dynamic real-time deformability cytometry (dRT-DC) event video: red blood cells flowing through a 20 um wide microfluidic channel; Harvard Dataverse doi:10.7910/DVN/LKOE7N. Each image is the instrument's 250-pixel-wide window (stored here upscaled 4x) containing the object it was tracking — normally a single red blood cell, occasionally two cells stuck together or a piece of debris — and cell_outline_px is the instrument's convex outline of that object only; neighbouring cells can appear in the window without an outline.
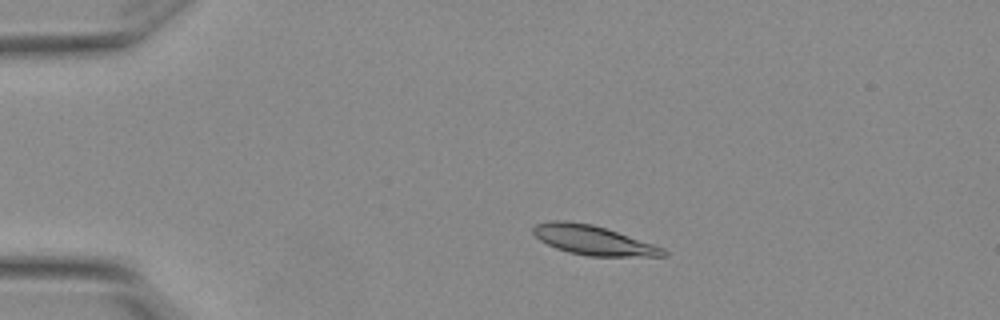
{"species": "Egyptian fruit bat (a non-hibernating species)", "species_latin": "Rousettus aegyptiacus", "temperature_condition": "warm", "stored_images_in_passage": 3, "camera_frame_rate_fps": 3000, "um_per_image_px": 0.085, "animal": {"sex": "female"}, "frame": {"image": 1, "passage_image": 2, "time_ms": 0.333, "image_size_px": [1000, 320], "cell_outline_px": [[668, 256], [588, 256], [568, 252], [556, 248], [540, 240], [532, 232], [532, 228], [536, 224], [548, 220], [568, 220], [592, 224], [664, 248], [668, 252]], "centroid_in_image_um": [50.38, 20.41], "position_along_channel_um": 34.6, "area_um2": 22.14}}